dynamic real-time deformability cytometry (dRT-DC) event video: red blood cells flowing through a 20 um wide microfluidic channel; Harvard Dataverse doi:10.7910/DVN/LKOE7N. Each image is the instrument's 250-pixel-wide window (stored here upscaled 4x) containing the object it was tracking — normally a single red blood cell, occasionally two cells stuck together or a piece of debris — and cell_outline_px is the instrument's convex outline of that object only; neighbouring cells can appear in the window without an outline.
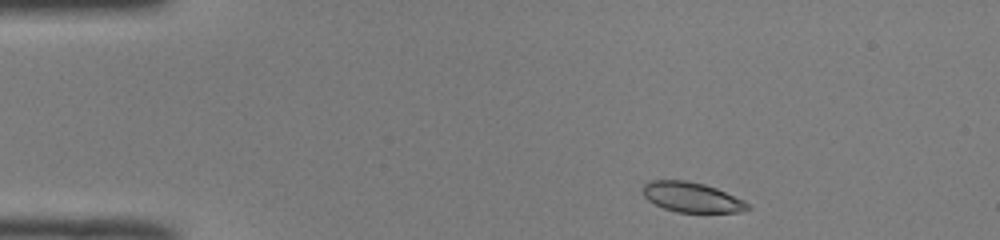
{"species": "common noctule bat (a hibernating species)", "species_latin": "Nyctalus noctula", "temperature_condition": "room temperature", "stored_images_in_passage": 45, "camera_frame_rate_fps": 3000, "um_per_image_px": 0.085, "animal": {"sex": "male", "body_mass_g": 19.0, "forearm_length_mm": 50.8}, "frame": {"image": 1, "passage_image": 3, "time_ms": 0.667, "image_size_px": [1000, 240], "cell_outline_px": [[752, 208], [740, 212], [676, 212], [664, 208], [648, 200], [644, 196], [644, 184], [652, 180], [684, 180], [704, 184], [716, 188], [744, 200]], "centroid_in_image_um": [58.82, 16.77], "position_along_channel_um": 26.2, "area_um2": 18.15}}
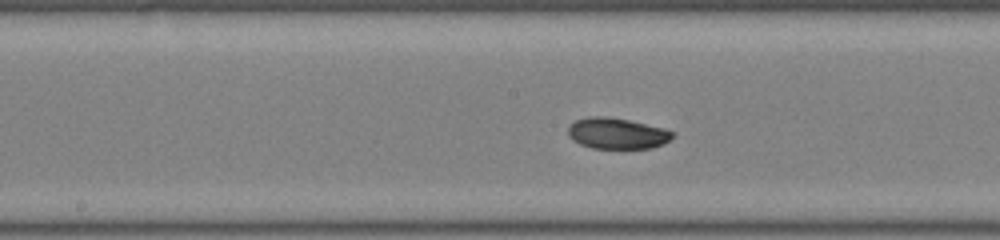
{"frame": {"image": 2, "passage_image": 21, "time_ms": 6.667, "image_size_px": [1000, 240], "cell_outline_px": [[672, 136], [664, 144], [652, 148], [592, 148], [580, 144], [572, 140], [568, 136], [568, 124], [576, 120], [592, 116], [604, 116], [628, 120], [664, 128], [672, 132]], "centroid_in_image_um": [52.4, 11.34], "position_along_channel_um": 195.8, "area_um2": 18.79}}
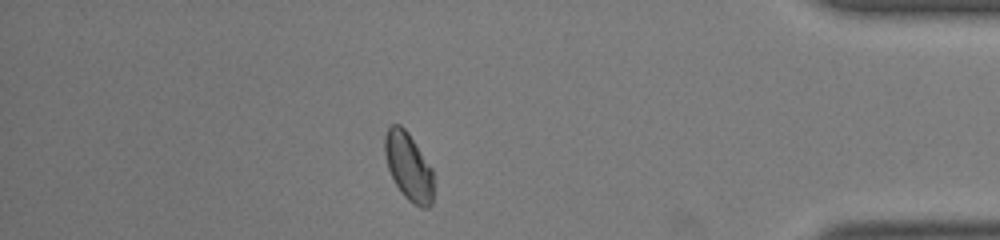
{"frame": {"image": 3, "passage_image": 39, "time_ms": 12.667, "image_size_px": [1000, 240], "cell_outline_px": [[432, 204], [428, 208], [420, 208], [412, 204], [400, 192], [388, 168], [384, 152], [384, 136], [388, 128], [392, 124], [400, 124], [408, 132], [432, 168]], "centroid_in_image_um": [34.71, 14.16], "position_along_channel_um": 400.5, "area_um2": 19.25}, "authors_computed_cell_mechanics": {"area_um2": 19.1896, "velocity_mm_per_s": 4.0067, "shape_relaxation_time_tau1_ms": 4.8801, "shape_relaxation_time_tau2_ms": null, "deformation_change_tau1": 0.1253, "deformation_change_tau2": null}}